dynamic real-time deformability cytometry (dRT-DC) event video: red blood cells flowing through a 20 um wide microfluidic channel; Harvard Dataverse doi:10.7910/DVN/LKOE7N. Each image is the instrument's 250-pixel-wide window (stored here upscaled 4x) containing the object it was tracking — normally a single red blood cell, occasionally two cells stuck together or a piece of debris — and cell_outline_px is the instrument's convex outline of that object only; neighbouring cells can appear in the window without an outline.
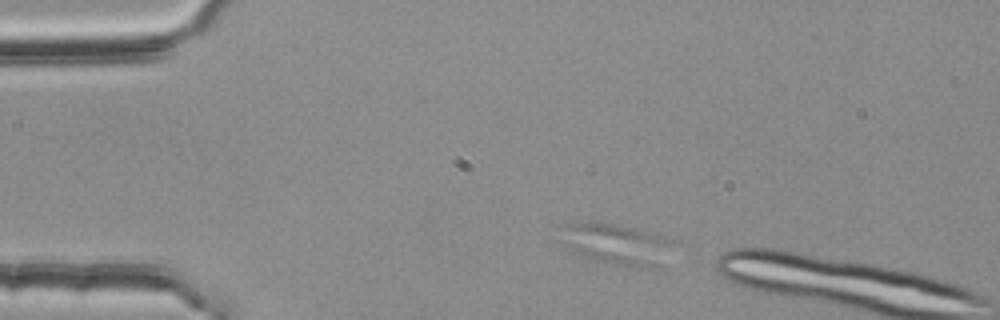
{"species": "common noctule bat (a hibernating species)", "species_latin": "Nyctalus noctula", "temperature_condition": "room temperature", "stored_images_in_passage": 3, "camera_frame_rate_fps": 3000, "um_per_image_px": 0.085, "animal": {"sex": "female", "body_mass_g": 25.1}, "frame": {"image": 1, "passage_image": 1, "time_ms": 0.0, "image_size_px": [1000, 320], "cell_outline_px": [[676, 240], [660, 264], [652, 268], [620, 264], [592, 260], [580, 256], [572, 252], [568, 248], [568, 224], [616, 224], [668, 236]], "centroid_in_image_um": [52.59, 20.78], "position_along_channel_um": 32.4, "area_um2": 25.43}}